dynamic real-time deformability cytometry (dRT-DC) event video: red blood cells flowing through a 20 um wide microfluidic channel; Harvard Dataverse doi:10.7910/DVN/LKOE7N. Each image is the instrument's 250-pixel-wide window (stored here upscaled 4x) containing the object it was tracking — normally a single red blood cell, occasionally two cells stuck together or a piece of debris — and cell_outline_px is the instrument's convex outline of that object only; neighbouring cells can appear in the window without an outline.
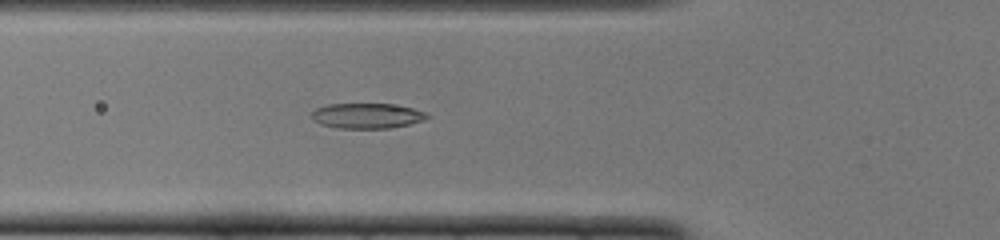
{"species": "common noctule bat (a hibernating species)", "species_latin": "Nyctalus noctula", "temperature_condition": "cold", "stored_images_in_passage": 49, "camera_frame_rate_fps": 3000, "um_per_image_px": 0.085, "animal": {"sex": "female", "body_mass_g": 22.0, "forearm_length_mm": 56.7}, "frame": {"image": 1, "passage_image": 17, "time_ms": 5.333, "image_size_px": [1000, 240], "cell_outline_px": [[432, 116], [424, 120], [392, 128], [336, 128], [320, 124], [312, 120], [312, 112], [316, 108], [328, 104], [392, 104], [412, 108], [428, 112]], "centroid_in_image_um": [31.21, 9.84], "position_along_channel_um": 94.6, "area_um2": 17.11}}
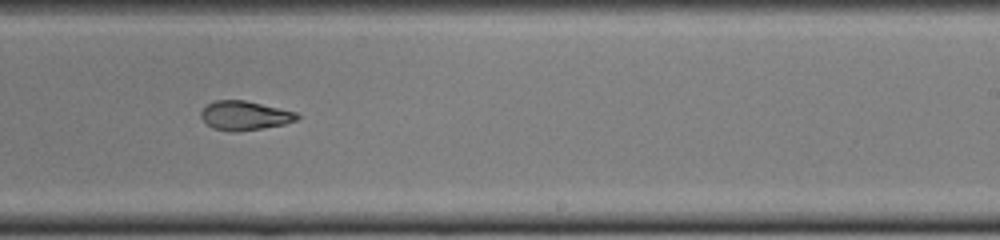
{"frame": {"image": 2, "passage_image": 30, "time_ms": 9.667, "image_size_px": [1000, 240], "cell_outline_px": [[300, 116], [296, 120], [284, 124], [240, 132], [228, 132], [212, 128], [200, 116], [200, 112], [208, 104], [216, 100], [244, 100], [296, 112]], "centroid_in_image_um": [20.78, 9.84], "position_along_channel_um": 268.2, "area_um2": 16.24}}
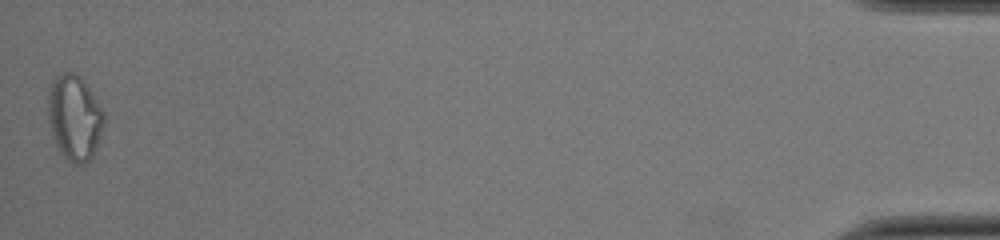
{"frame": {"image": 3, "passage_image": 49, "time_ms": 16.0, "image_size_px": [1000, 240], "cell_outline_px": [[104, 124], [100, 136], [92, 156], [84, 164], [72, 164], [60, 152], [52, 136], [48, 120], [48, 92], [52, 80], [56, 76], [64, 72], [72, 72], [80, 76], [92, 92], [104, 112]], "centroid_in_image_um": [6.31, 9.99], "position_along_channel_um": 428.9, "area_um2": 27.8}, "authors_computed_cell_mechanics": {"area_um2": 17.5134, "velocity_mm_per_s": 4.0151, "shape_relaxation_time_tau1_ms": 9.4106, "shape_relaxation_time_tau2_ms": 2.2161, "deformation_change_tau1": 0.2474, "deformation_change_tau2": 0.0812}}